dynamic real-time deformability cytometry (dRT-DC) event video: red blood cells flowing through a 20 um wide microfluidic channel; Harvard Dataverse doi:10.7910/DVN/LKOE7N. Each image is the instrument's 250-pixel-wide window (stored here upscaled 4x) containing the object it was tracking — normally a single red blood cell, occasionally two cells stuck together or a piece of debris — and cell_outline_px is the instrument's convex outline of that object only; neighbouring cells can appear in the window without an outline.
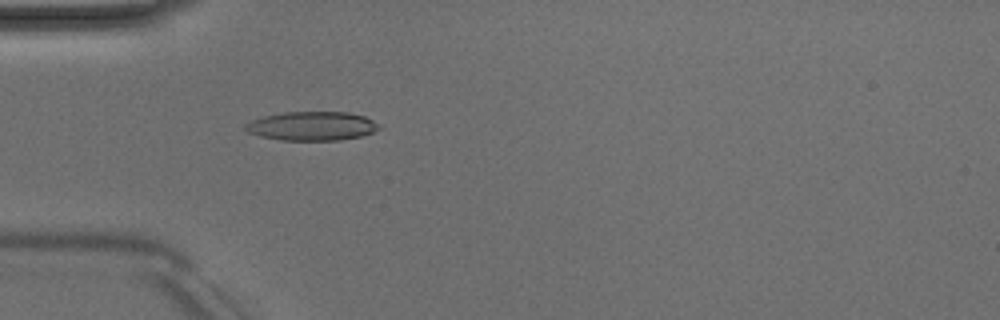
{"species": "Egyptian fruit bat (a non-hibernating species)", "species_latin": "Rousettus aegyptiacus", "temperature_condition": "room temperature", "stored_images_in_passage": 50, "camera_frame_rate_fps": 3000, "um_per_image_px": 0.085, "animal": {"sex": "male"}, "frame": {"image": 1, "passage_image": 15, "time_ms": 4.667, "image_size_px": [1000, 320], "cell_outline_px": [[380, 128], [372, 132], [360, 136], [340, 140], [280, 140], [260, 136], [248, 132], [244, 128], [244, 124], [252, 120], [264, 116], [284, 112], [348, 112], [364, 116], [380, 124]], "centroid_in_image_um": [26.5, 10.71], "position_along_channel_um": 58.5, "area_um2": 22.48}}
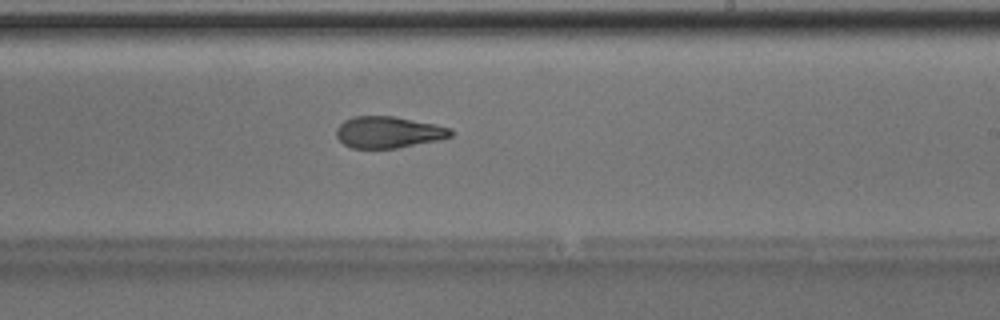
{"frame": {"image": 2, "passage_image": 30, "time_ms": 9.667, "image_size_px": [1000, 320], "cell_outline_px": [[452, 136], [440, 140], [396, 148], [352, 148], [344, 144], [336, 136], [336, 128], [344, 120], [352, 116], [392, 116], [436, 124], [452, 128]], "centroid_in_image_um": [33.02, 11.23], "position_along_channel_um": 256.0, "area_um2": 21.1}}
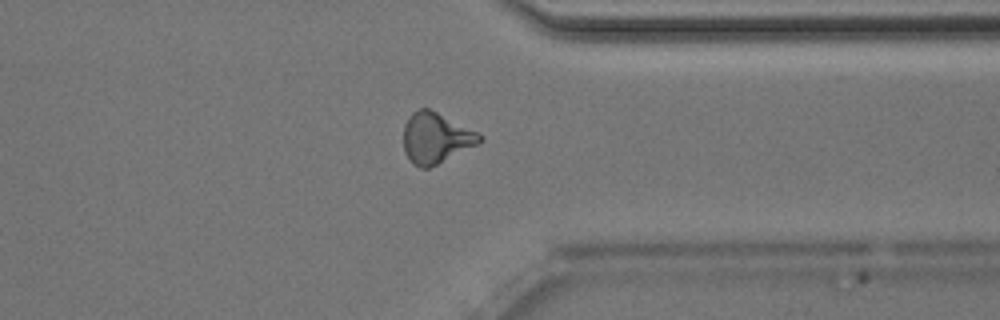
{"frame": {"image": 3, "passage_image": 39, "time_ms": 12.667, "image_size_px": [1000, 320], "cell_outline_px": [[484, 140], [480, 144], [428, 168], [420, 168], [412, 164], [408, 160], [404, 152], [404, 124], [408, 116], [412, 112], [420, 108], [428, 108], [480, 132], [484, 136]], "centroid_in_image_um": [37.07, 11.73], "position_along_channel_um": 374.3, "area_um2": 22.89}, "authors_computed_cell_mechanics": {"area_um2": 21.8773, "velocity_mm_per_s": 4.0331, "shape_relaxation_time_tau1_ms": null, "shape_relaxation_time_tau2_ms": 2.6858, "deformation_change_tau1": null, "deformation_change_tau2": 0.1071}}